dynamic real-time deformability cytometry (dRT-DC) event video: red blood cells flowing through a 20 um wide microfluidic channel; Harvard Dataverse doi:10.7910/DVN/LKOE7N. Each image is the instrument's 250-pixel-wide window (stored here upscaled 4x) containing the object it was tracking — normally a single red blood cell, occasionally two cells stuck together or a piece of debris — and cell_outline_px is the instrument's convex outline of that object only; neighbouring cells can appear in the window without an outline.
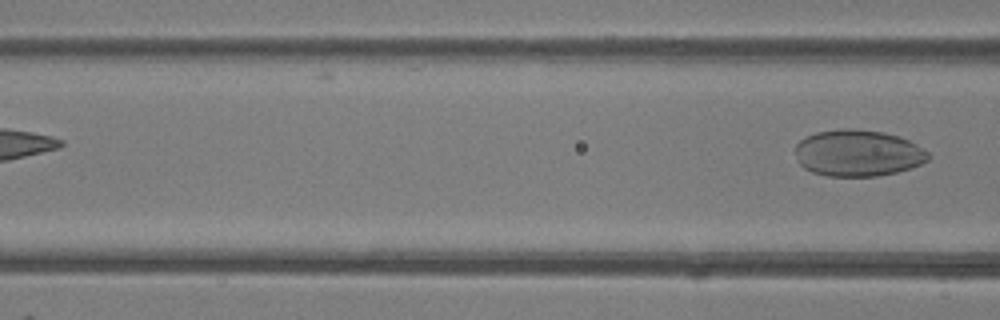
{"species": "common noctule bat (a hibernating species)", "species_latin": "Nyctalus noctula", "temperature_condition": "room temperature", "stored_images_in_passage": 6, "camera_frame_rate_fps": 3000, "um_per_image_px": 0.085, "animal": {"sex": "female"}, "frame": {"image": 1, "passage_image": 6, "time_ms": 6.667, "image_size_px": [1000, 320], "cell_outline_px": [[928, 160], [912, 168], [896, 172], [876, 176], [828, 176], [812, 172], [804, 168], [800, 164], [796, 152], [796, 144], [800, 140], [816, 132], [840, 128], [852, 128], [884, 132], [900, 136], [916, 144], [928, 152]], "centroid_in_image_um": [72.93, 13.0], "position_along_channel_um": 93.7, "area_um2": 36.07}}